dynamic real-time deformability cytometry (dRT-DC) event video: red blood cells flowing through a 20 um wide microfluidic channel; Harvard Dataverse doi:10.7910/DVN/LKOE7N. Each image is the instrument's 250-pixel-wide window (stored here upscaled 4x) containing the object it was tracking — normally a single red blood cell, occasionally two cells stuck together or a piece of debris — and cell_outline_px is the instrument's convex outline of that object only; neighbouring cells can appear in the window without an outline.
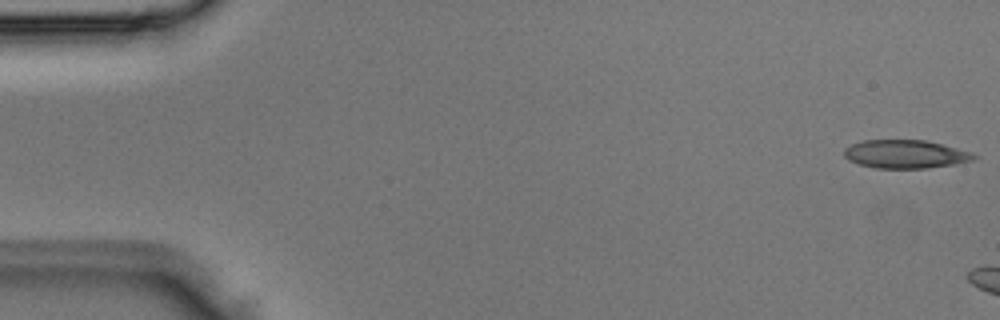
{"species": "Egyptian fruit bat (a non-hibernating species)", "species_latin": "Rousettus aegyptiacus", "temperature_condition": "room temperature", "stored_images_in_passage": 2, "camera_frame_rate_fps": 3000, "um_per_image_px": 0.085, "animal": {"sex": "male"}, "frame": {"image": 1, "passage_image": 1, "time_ms": 0.0, "image_size_px": [1000, 320], "cell_outline_px": [[980, 156], [972, 160], [956, 164], [928, 168], [876, 168], [860, 164], [848, 160], [844, 156], [844, 148], [852, 144], [864, 140], [928, 140], [972, 152]], "centroid_in_image_um": [76.99, 13.1], "position_along_channel_um": 8.0, "area_um2": 21.56}}